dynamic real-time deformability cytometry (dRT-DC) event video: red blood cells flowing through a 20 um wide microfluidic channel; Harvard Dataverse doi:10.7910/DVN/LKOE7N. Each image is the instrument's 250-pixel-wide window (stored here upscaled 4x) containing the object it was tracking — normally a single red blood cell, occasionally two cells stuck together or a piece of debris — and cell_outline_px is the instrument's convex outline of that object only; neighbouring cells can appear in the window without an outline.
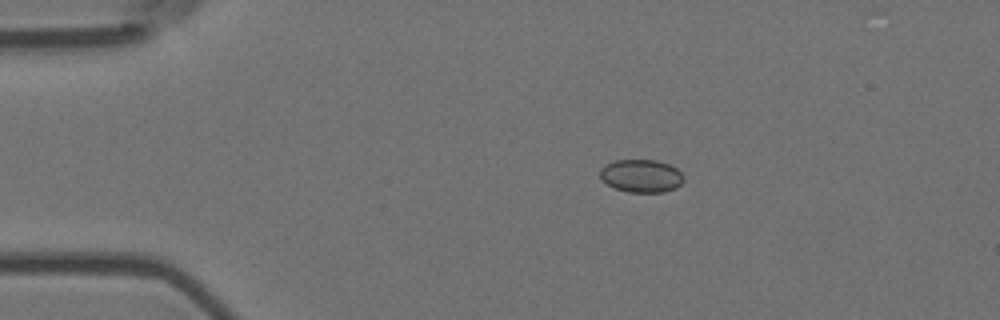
{"species": "Egyptian fruit bat (a non-hibernating species)", "species_latin": "Rousettus aegyptiacus", "temperature_condition": "room temperature", "stored_images_in_passage": 46, "camera_frame_rate_fps": 3000, "um_per_image_px": 0.085, "animal": {"sex": "female"}, "frame": {"image": 1, "passage_image": 1, "time_ms": 0.0, "image_size_px": [1000, 320], "cell_outline_px": [[684, 180], [676, 188], [664, 192], [628, 192], [616, 188], [600, 180], [600, 168], [604, 164], [616, 160], [656, 160], [668, 164], [676, 168], [684, 176]], "centroid_in_image_um": [54.49, 14.95], "position_along_channel_um": 30.5, "area_um2": 16.13}}
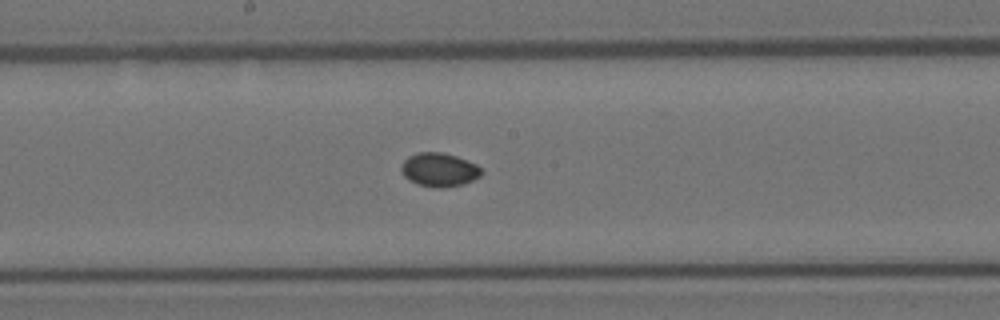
{"frame": {"image": 2, "passage_image": 20, "time_ms": 6.333, "image_size_px": [1000, 320], "cell_outline_px": [[484, 172], [480, 176], [472, 180], [460, 184], [444, 188], [436, 188], [416, 184], [408, 180], [404, 176], [400, 168], [404, 160], [408, 156], [416, 152], [440, 152], [456, 156], [476, 164]], "centroid_in_image_um": [37.3, 14.43], "position_along_channel_um": 210.9, "area_um2": 15.78}}
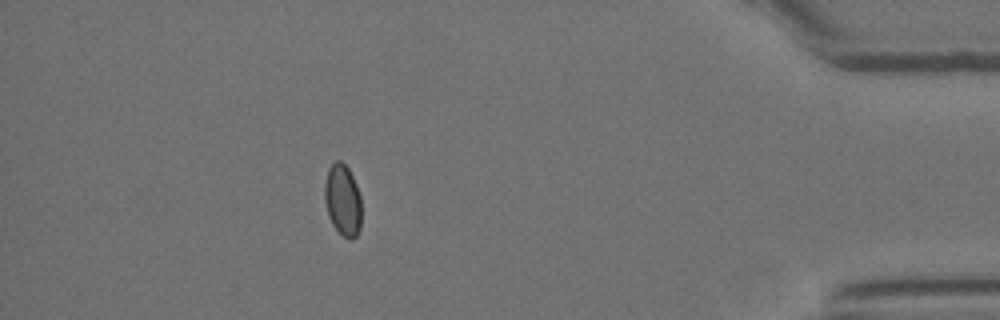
{"frame": {"image": 3, "passage_image": 40, "time_ms": 13.0, "image_size_px": [1000, 320], "cell_outline_px": [[360, 228], [356, 236], [352, 240], [348, 240], [332, 224], [328, 216], [324, 200], [324, 184], [328, 168], [336, 160], [340, 160], [348, 168], [356, 184], [360, 196]], "centroid_in_image_um": [29.11, 17.0], "position_along_channel_um": 406.1, "area_um2": 15.37}, "authors_computed_cell_mechanics": {"area_um2": 15.4326, "velocity_mm_per_s": 3.6656, "shape_relaxation_time_tau1_ms": null, "shape_relaxation_time_tau2_ms": 5.0385, "deformation_change_tau1": null, "deformation_change_tau2": 0.0354}}